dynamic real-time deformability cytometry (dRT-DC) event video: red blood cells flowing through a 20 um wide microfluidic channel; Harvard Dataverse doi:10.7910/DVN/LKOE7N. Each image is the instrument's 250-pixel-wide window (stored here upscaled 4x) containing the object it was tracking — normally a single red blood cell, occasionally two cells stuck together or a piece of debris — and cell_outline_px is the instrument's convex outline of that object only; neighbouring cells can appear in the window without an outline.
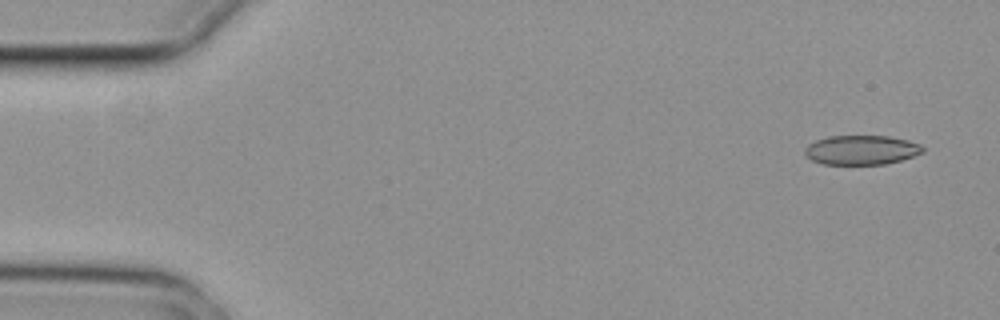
{"species": "common noctule bat (a hibernating species)", "species_latin": "Nyctalus noctula", "temperature_condition": "cold", "stored_images_in_passage": 6, "camera_frame_rate_fps": 3000, "um_per_image_px": 0.085, "animal": {"sex": "female", "body_mass_g": 29.2, "forearm_length_mm": 56.3}, "frame": {"image": 1, "passage_image": 1, "time_ms": 0.0, "image_size_px": [1000, 320], "cell_outline_px": [[924, 152], [900, 160], [884, 164], [824, 164], [812, 160], [804, 152], [804, 148], [808, 144], [816, 140], [828, 136], [888, 136], [908, 140], [920, 144], [924, 148]], "centroid_in_image_um": [73.21, 12.74], "position_along_channel_um": 11.8, "area_um2": 20.11}}
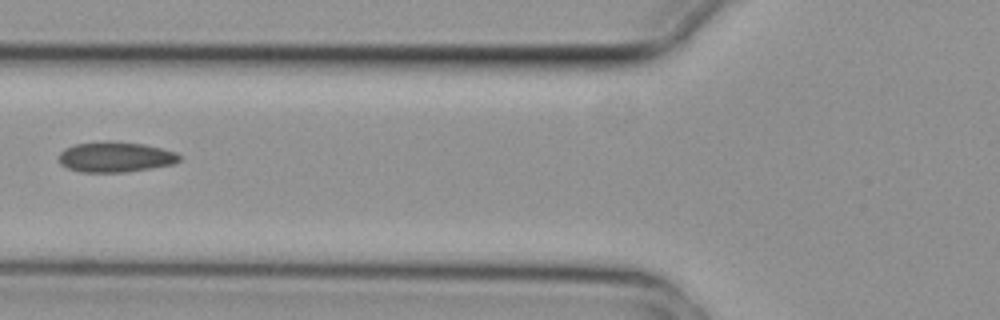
{"frame": {"image": 2, "passage_image": 6, "time_ms": 1.667, "image_size_px": [1000, 320], "cell_outline_px": [[180, 160], [172, 164], [124, 172], [80, 172], [68, 168], [60, 164], [60, 152], [64, 148], [76, 144], [104, 140], [108, 140], [144, 144], [176, 152], [180, 156]], "centroid_in_image_um": [9.78, 13.33], "position_along_channel_um": 116.0, "area_um2": 21.27}}